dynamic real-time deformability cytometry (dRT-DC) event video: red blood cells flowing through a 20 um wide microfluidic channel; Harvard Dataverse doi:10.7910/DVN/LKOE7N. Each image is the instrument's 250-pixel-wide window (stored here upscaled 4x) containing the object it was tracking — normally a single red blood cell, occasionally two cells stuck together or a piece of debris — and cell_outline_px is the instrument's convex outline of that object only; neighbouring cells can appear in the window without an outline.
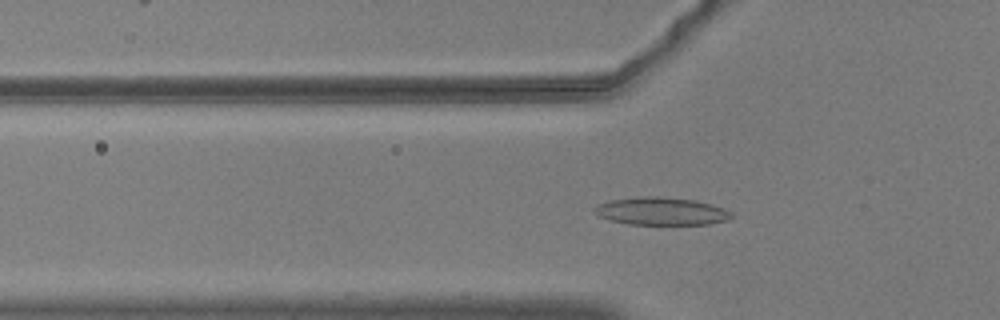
{"species": "common noctule bat (a hibernating species)", "species_latin": "Nyctalus noctula", "temperature_condition": "warm", "stored_images_in_passage": 57, "camera_frame_rate_fps": 3000, "um_per_image_px": 0.085, "animal": {"sex": "male", "body_mass_g": 20.5, "forearm_length_mm": 52.5}, "frame": {"image": 1, "passage_image": 20, "time_ms": 6.333, "image_size_px": [1000, 320], "cell_outline_px": [[736, 216], [728, 220], [708, 224], [628, 224], [608, 220], [592, 212], [592, 208], [596, 204], [612, 200], [640, 196], [656, 196], [696, 200], [712, 204], [732, 212]], "centroid_in_image_um": [56.2, 17.95], "position_along_channel_um": 69.6, "area_um2": 22.37}}
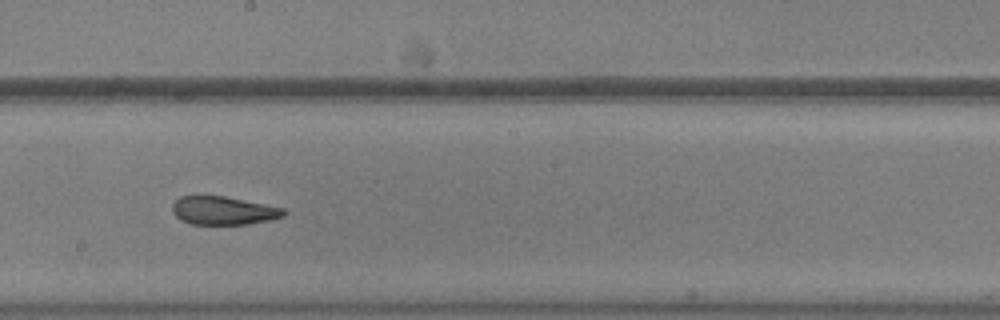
{"frame": {"image": 2, "passage_image": 33, "time_ms": 10.667, "image_size_px": [1000, 320], "cell_outline_px": [[284, 216], [272, 220], [248, 224], [192, 224], [180, 220], [172, 212], [172, 204], [180, 196], [224, 196], [284, 208]], "centroid_in_image_um": [18.97, 17.91], "position_along_channel_um": 229.2, "area_um2": 18.32}}
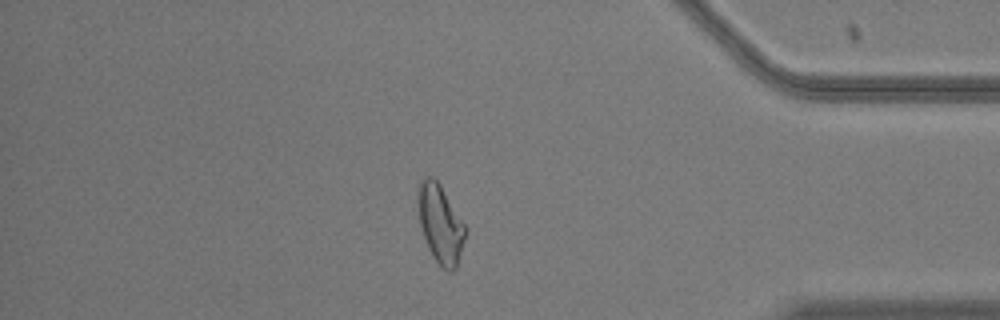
{"frame": {"image": 3, "passage_image": 49, "time_ms": 16.0, "image_size_px": [1000, 320], "cell_outline_px": [[468, 228], [456, 268], [452, 272], [448, 272], [432, 256], [424, 240], [420, 224], [416, 204], [416, 188], [420, 180], [424, 176], [432, 176], [440, 184]], "centroid_in_image_um": [37.4, 18.98], "position_along_channel_um": 397.8, "area_um2": 22.2}, "authors_computed_cell_mechanics": {"area_um2": 20.808, "velocity_mm_per_s": 3.6688, "shape_relaxation_time_tau1_ms": null, "shape_relaxation_time_tau2_ms": 2.2472, "deformation_change_tau1": null, "deformation_change_tau2": 0.1001}}